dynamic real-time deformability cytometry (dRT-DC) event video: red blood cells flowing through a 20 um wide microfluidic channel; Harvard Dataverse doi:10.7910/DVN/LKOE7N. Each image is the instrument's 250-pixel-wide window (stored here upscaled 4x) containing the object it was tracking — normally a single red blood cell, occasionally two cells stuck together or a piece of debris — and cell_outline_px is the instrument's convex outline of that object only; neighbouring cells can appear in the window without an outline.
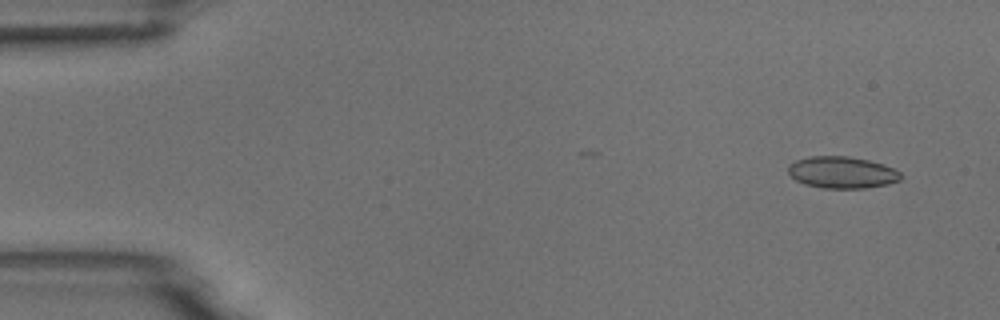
{"species": "common noctule bat (a hibernating species)", "species_latin": "Nyctalus noctula", "temperature_condition": "room temperature", "stored_images_in_passage": 54, "camera_frame_rate_fps": 3000, "um_per_image_px": 0.085, "animal": {"sex": "male", "body_mass_g": 18.8}, "frame": {"image": 1, "passage_image": 4, "time_ms": 1.0, "image_size_px": [1000, 320], "cell_outline_px": [[900, 180], [888, 184], [864, 188], [824, 188], [804, 184], [796, 180], [788, 172], [788, 164], [796, 160], [808, 156], [848, 156], [868, 160], [892, 168], [900, 172]], "centroid_in_image_um": [71.53, 14.65], "position_along_channel_um": 13.5, "area_um2": 20.69}}
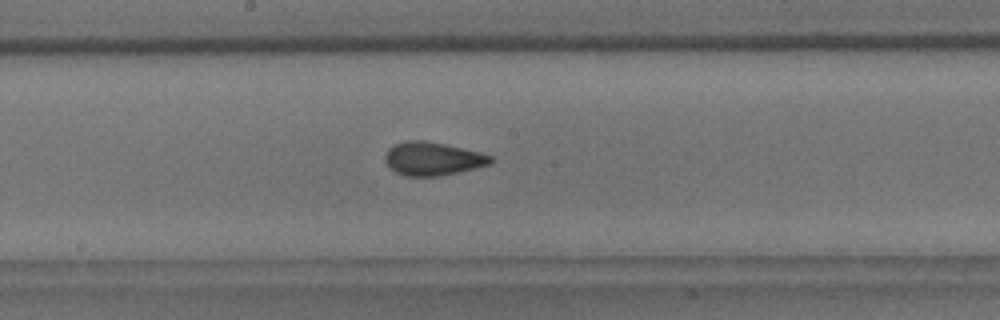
{"frame": {"image": 2, "passage_image": 29, "time_ms": 9.333, "image_size_px": [1000, 320], "cell_outline_px": [[496, 160], [492, 164], [440, 176], [404, 176], [388, 168], [384, 160], [384, 156], [388, 148], [392, 144], [404, 140], [424, 140], [444, 144], [480, 152], [492, 156]], "centroid_in_image_um": [36.75, 13.49], "position_along_channel_um": 211.5, "area_um2": 20.87}}
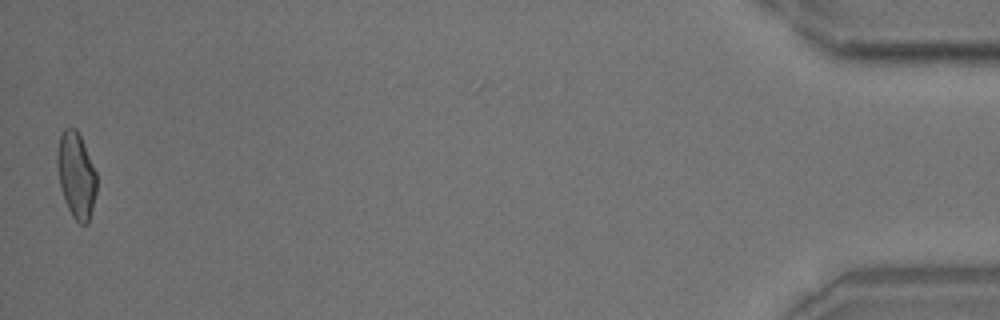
{"frame": {"image": 3, "passage_image": 54, "time_ms": 17.667, "image_size_px": [1000, 320], "cell_outline_px": [[96, 192], [88, 224], [80, 224], [72, 216], [64, 200], [60, 184], [56, 164], [56, 152], [60, 136], [64, 128], [76, 128], [80, 136], [96, 172]], "centroid_in_image_um": [6.46, 14.89], "position_along_channel_um": 428.7, "area_um2": 19.59}, "authors_computed_cell_mechanics": {"area_um2": 20.0566, "velocity_mm_per_s": 3.7226, "shape_relaxation_time_tau1_ms": 10.1665, "shape_relaxation_time_tau2_ms": 1.1766, "deformation_change_tau1": 0.1963, "deformation_change_tau2": 0.0636}}